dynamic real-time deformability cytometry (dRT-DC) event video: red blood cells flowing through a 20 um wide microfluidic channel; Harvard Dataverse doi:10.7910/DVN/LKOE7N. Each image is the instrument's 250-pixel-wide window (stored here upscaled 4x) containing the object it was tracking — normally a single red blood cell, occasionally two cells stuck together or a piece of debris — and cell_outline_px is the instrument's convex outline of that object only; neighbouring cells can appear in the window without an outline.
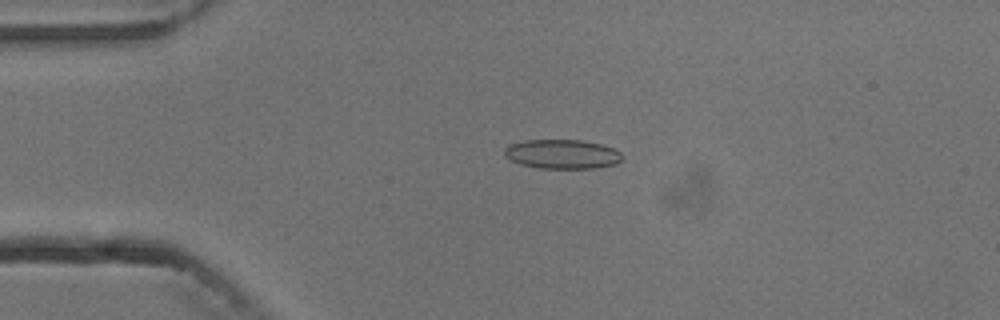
{"species": "common noctule bat (a hibernating species)", "species_latin": "Nyctalus noctula", "temperature_condition": "cold", "stored_images_in_passage": 5, "camera_frame_rate_fps": 3000, "um_per_image_px": 0.085, "animal": {"sex": "male", "body_mass_g": 13.3}, "frame": {"image": 1, "passage_image": 4, "time_ms": 3.667, "image_size_px": [1000, 320], "cell_outline_px": [[620, 160], [616, 164], [596, 168], [540, 168], [520, 164], [504, 156], [504, 148], [512, 144], [524, 140], [584, 140], [600, 144], [612, 148], [620, 152]], "centroid_in_image_um": [47.77, 13.1], "position_along_channel_um": 37.2, "area_um2": 19.94}}